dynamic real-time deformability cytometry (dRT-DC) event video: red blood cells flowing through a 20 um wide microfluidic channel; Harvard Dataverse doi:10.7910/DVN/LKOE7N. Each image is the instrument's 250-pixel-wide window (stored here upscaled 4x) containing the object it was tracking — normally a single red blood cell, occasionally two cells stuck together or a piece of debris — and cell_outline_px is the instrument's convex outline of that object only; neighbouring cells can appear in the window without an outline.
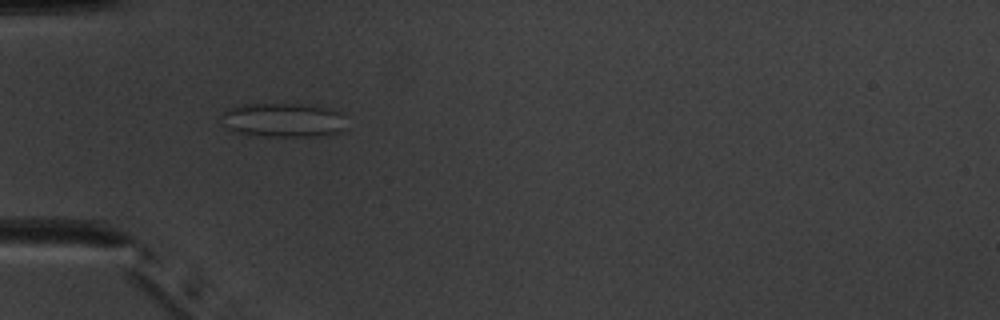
{"species": "common noctule bat (a hibernating species)", "species_latin": "Nyctalus noctula", "temperature_condition": "warm", "stored_images_in_passage": 51, "camera_frame_rate_fps": 3000, "um_per_image_px": 0.085, "animal": {"sex": "male", "body_mass_g": 20.1, "forearm_length_mm": 53.5}, "frame": {"image": 1, "passage_image": 16, "time_ms": 5.0, "image_size_px": [1000, 320], "cell_outline_px": [[348, 128], [340, 132], [316, 136], [264, 136], [240, 132], [228, 128], [220, 116], [220, 112], [228, 108], [244, 104], [308, 104], [340, 112]], "centroid_in_image_um": [24.09, 10.2], "position_along_channel_um": 60.9, "area_um2": 24.8}}
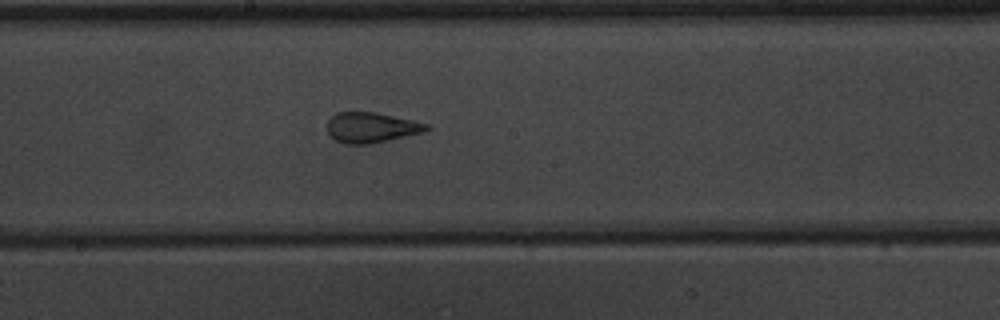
{"frame": {"image": 2, "passage_image": 28, "time_ms": 9.0, "image_size_px": [1000, 320], "cell_outline_px": [[432, 128], [424, 132], [388, 140], [368, 144], [344, 144], [336, 140], [328, 132], [328, 120], [336, 112], [376, 112], [412, 120], [428, 124]], "centroid_in_image_um": [31.57, 10.83], "position_along_channel_um": 216.6, "area_um2": 17.46}}
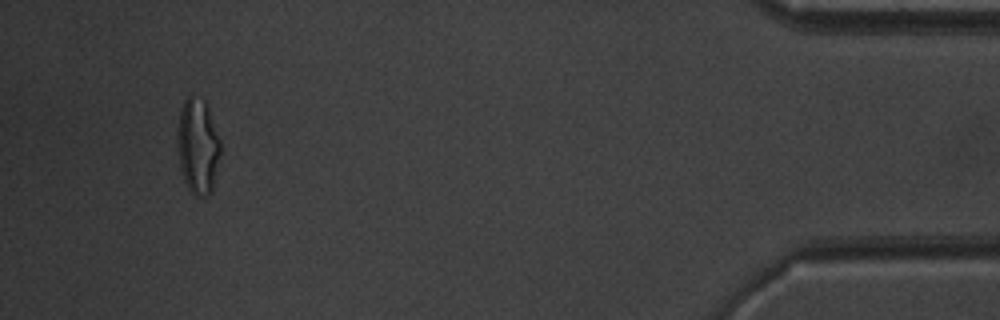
{"frame": {"image": 3, "passage_image": 48, "time_ms": 15.667, "image_size_px": [1000, 320], "cell_outline_px": [[220, 152], [212, 192], [204, 196], [196, 196], [188, 188], [184, 180], [180, 168], [176, 136], [176, 128], [180, 108], [184, 100], [188, 96], [192, 96], [204, 100], [208, 104], [220, 140]], "centroid_in_image_um": [16.8, 12.39], "position_along_channel_um": 418.4, "area_um2": 24.28}, "authors_computed_cell_mechanics": {"area_um2": 21.6172, "velocity_mm_per_s": 3.9906, "shape_relaxation_time_tau1_ms": null, "shape_relaxation_time_tau2_ms": 0.903, "deformation_change_tau1": null, "deformation_change_tau2": 0.0903}}